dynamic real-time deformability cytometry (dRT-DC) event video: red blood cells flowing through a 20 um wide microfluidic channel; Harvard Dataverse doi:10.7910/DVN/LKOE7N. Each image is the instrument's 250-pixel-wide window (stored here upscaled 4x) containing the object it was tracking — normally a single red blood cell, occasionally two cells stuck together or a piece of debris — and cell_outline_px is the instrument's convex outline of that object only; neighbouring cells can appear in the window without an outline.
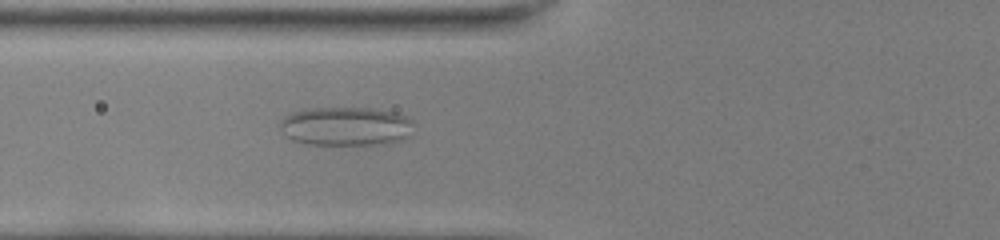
{"species": "common noctule bat (a hibernating species)", "species_latin": "Nyctalus noctula", "temperature_condition": "room temperature", "stored_images_in_passage": 37, "camera_frame_rate_fps": 3000, "um_per_image_px": 0.085, "animal": {"sex": "female", "body_mass_g": 22.0, "forearm_length_mm": 56.7}, "frame": {"image": 1, "passage_image": 8, "time_ms": 2.333, "image_size_px": [1000, 240], "cell_outline_px": [[412, 120], [408, 136], [404, 140], [384, 144], [308, 144], [292, 140], [280, 128], [280, 120], [284, 116], [292, 112], [308, 108], [380, 108], [396, 112]], "centroid_in_image_um": [29.39, 10.72], "position_along_channel_um": 96.4, "area_um2": 30.29}}
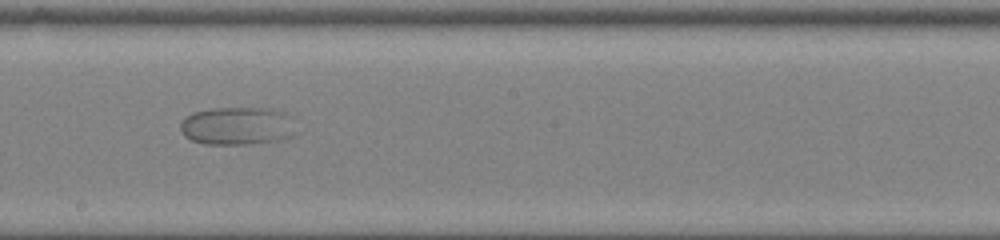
{"frame": {"image": 2, "passage_image": 18, "time_ms": 5.667, "image_size_px": [1000, 240], "cell_outline_px": [[296, 132], [292, 136], [280, 140], [244, 144], [204, 144], [192, 140], [184, 136], [180, 128], [180, 124], [192, 112], [212, 108], [268, 108], [284, 112], [288, 116]], "centroid_in_image_um": [20.15, 10.7], "position_along_channel_um": 228.0, "area_um2": 25.49}}
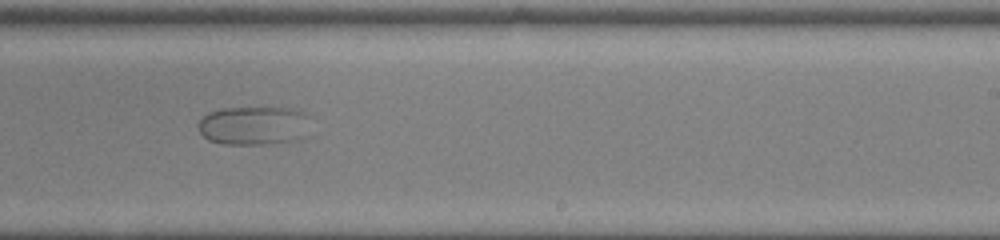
{"frame": {"image": 3, "passage_image": 21, "time_ms": 6.667, "image_size_px": [1000, 240], "cell_outline_px": [[312, 136], [300, 140], [276, 144], [220, 144], [208, 140], [200, 132], [200, 120], [208, 112], [220, 108], [296, 108], [312, 116]], "centroid_in_image_um": [21.77, 10.69], "position_along_channel_um": 267.2, "area_um2": 26.53}}